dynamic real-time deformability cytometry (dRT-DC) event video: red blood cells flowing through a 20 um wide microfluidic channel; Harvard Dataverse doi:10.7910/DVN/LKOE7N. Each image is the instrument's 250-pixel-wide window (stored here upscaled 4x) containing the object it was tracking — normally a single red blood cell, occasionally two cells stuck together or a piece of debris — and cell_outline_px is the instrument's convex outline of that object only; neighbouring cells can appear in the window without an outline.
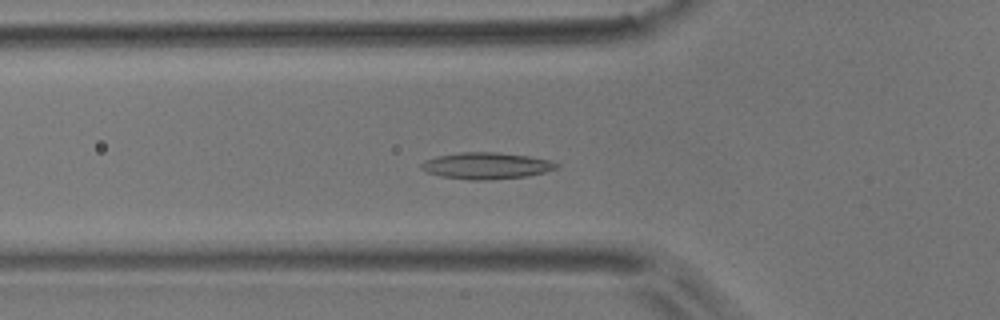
{"species": "common noctule bat (a hibernating species)", "species_latin": "Nyctalus noctula", "temperature_condition": "room temperature", "stored_images_in_passage": 52, "camera_frame_rate_fps": 3000, "um_per_image_px": 0.085, "animal": {"sex": "male", "body_mass_g": 17.9}, "frame": {"image": 1, "passage_image": 18, "time_ms": 5.667, "image_size_px": [1000, 320], "cell_outline_px": [[560, 168], [528, 176], [488, 180], [468, 180], [440, 176], [428, 172], [420, 168], [420, 164], [424, 160], [436, 156], [460, 152], [496, 152], [528, 156], [548, 160], [560, 164]], "centroid_in_image_um": [41.33, 14.09], "position_along_channel_um": 84.5, "area_um2": 21.04}}
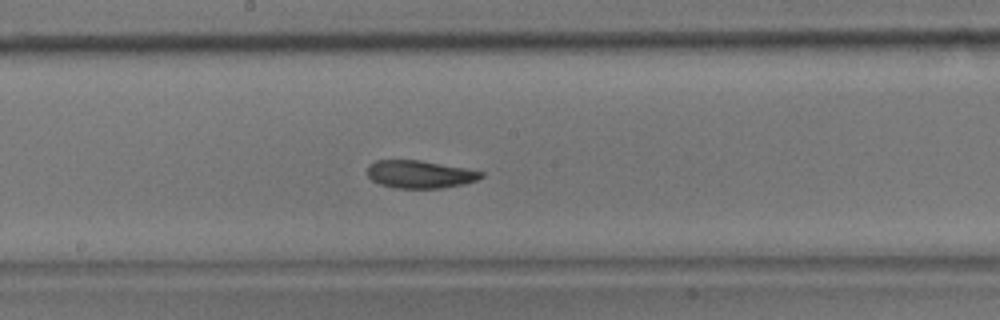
{"frame": {"image": 2, "passage_image": 28, "time_ms": 9.0, "image_size_px": [1000, 320], "cell_outline_px": [[484, 176], [476, 180], [464, 184], [440, 188], [392, 188], [380, 184], [372, 180], [368, 176], [368, 164], [376, 160], [420, 160], [464, 168], [484, 172]], "centroid_in_image_um": [35.67, 14.81], "position_along_channel_um": 212.5, "area_um2": 18.38}}
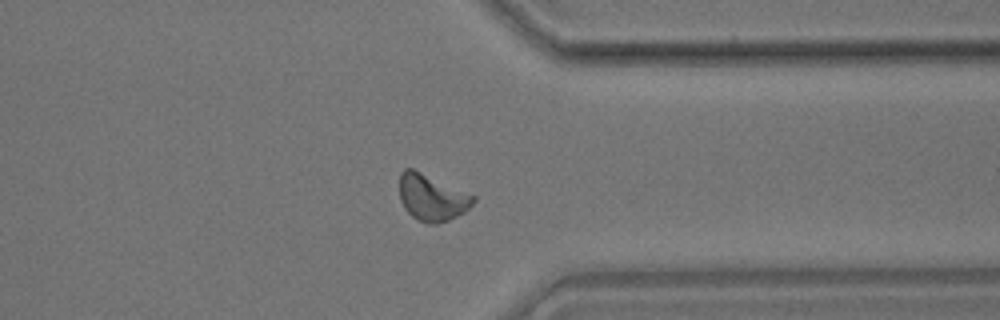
{"frame": {"image": 3, "passage_image": 41, "time_ms": 13.333, "image_size_px": [1000, 320], "cell_outline_px": [[476, 200], [464, 212], [448, 220], [436, 224], [428, 224], [412, 216], [404, 208], [400, 200], [400, 172], [404, 168], [412, 168], [476, 196]], "centroid_in_image_um": [36.7, 16.79], "position_along_channel_um": 374.7, "area_um2": 19.83}, "authors_computed_cell_mechanics": {"area_um2": 19.1896, "velocity_mm_per_s": 3.828, "shape_relaxation_time_tau1_ms": 4.8514, "shape_relaxation_time_tau2_ms": 3.6381, "deformation_change_tau1": 0.1213, "deformation_change_tau2": 0.1106}}